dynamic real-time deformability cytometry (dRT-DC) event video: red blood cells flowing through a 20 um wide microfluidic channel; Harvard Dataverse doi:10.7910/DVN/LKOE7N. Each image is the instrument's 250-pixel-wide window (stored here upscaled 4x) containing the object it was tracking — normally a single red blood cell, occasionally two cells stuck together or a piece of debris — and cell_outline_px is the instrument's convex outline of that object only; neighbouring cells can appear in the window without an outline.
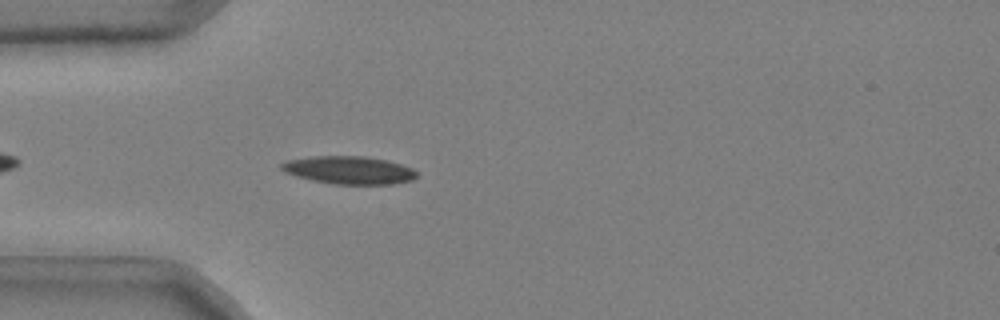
{"species": "common noctule bat (a hibernating species)", "species_latin": "Nyctalus noctula", "temperature_condition": "cold", "stored_images_in_passage": 41, "camera_frame_rate_fps": 3000, "um_per_image_px": 0.085, "animal": {"sex": "male", "body_mass_g": 20.4}, "frame": {"image": 1, "passage_image": 5, "time_ms": 1.333, "image_size_px": [1000, 320], "cell_outline_px": [[416, 176], [412, 180], [392, 184], [332, 184], [312, 180], [296, 176], [284, 172], [280, 168], [280, 164], [288, 160], [312, 156], [364, 156], [384, 160], [400, 164], [412, 168], [416, 172]], "centroid_in_image_um": [29.63, 14.46], "position_along_channel_um": 55.4, "area_um2": 21.85}}
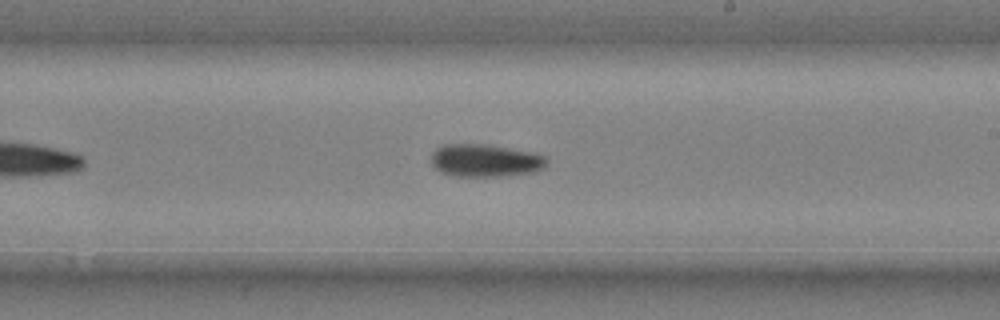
{"frame": {"image": 2, "passage_image": 21, "time_ms": 6.667, "image_size_px": [1000, 320], "cell_outline_px": [[548, 164], [544, 168], [536, 172], [508, 176], [452, 176], [440, 172], [432, 164], [432, 152], [436, 148], [444, 144], [488, 144], [536, 152], [544, 156], [548, 160]], "centroid_in_image_um": [41.3, 13.64], "position_along_channel_um": 247.7, "area_um2": 22.48}}
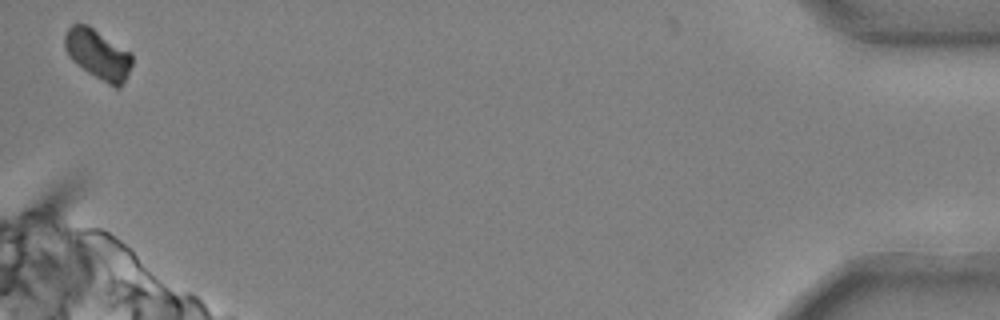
{"frame": {"image": 3, "passage_image": 41, "time_ms": 13.333, "image_size_px": [1000, 320], "cell_outline_px": [[132, 64], [128, 76], [120, 88], [116, 88], [108, 84], [88, 72], [72, 60], [68, 56], [64, 48], [64, 36], [68, 28], [72, 24], [88, 24], [132, 52]], "centroid_in_image_um": [8.35, 4.61], "position_along_channel_um": 426.9, "area_um2": 19.83}, "authors_computed_cell_mechanics": {"area_um2": 21.5016, "velocity_mm_per_s": 3.7132, "shape_relaxation_time_tau1_ms": 6.1452, "shape_relaxation_time_tau2_ms": null, "deformation_change_tau1": 0.1391, "deformation_change_tau2": null}}